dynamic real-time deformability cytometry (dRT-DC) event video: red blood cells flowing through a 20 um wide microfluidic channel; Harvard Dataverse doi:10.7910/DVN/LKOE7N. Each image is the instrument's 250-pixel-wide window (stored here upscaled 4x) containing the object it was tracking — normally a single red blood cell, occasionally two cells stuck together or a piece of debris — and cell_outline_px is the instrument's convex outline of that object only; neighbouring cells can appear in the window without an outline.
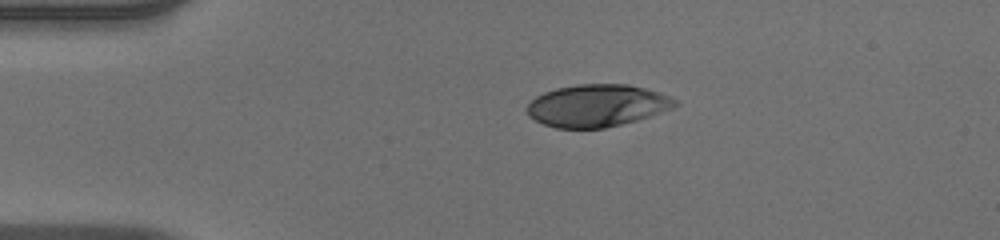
{"species": "human", "species_latin": "Homo sapiens", "temperature_condition": "warm", "stored_images_in_passage": 42, "camera_frame_rate_fps": 3000, "um_per_image_px": 0.085, "donor": {"sex": "male"}, "frame": {"image": 1, "passage_image": 1, "time_ms": 0.0, "image_size_px": [1000, 240], "cell_outline_px": [[680, 104], [672, 108], [636, 120], [604, 128], [556, 128], [544, 124], [528, 116], [528, 104], [536, 96], [544, 92], [556, 88], [580, 84], [628, 84], [644, 88], [668, 96], [676, 100]], "centroid_in_image_um": [50.73, 8.97], "position_along_channel_um": 34.3, "area_um2": 36.07}}
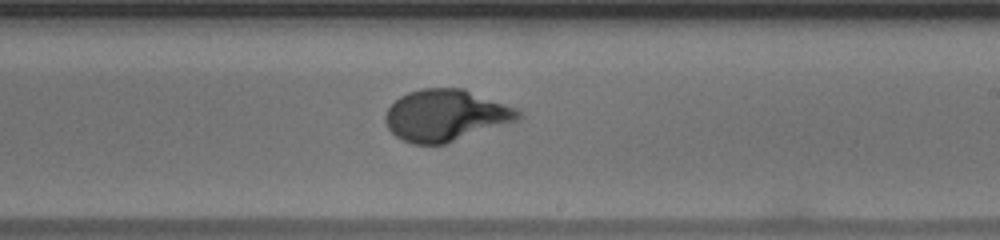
{"frame": {"image": 2, "passage_image": 21, "time_ms": 6.667, "image_size_px": [1000, 240], "cell_outline_px": [[524, 116], [516, 120], [444, 144], [412, 144], [396, 136], [388, 128], [384, 120], [384, 116], [388, 108], [400, 96], [408, 92], [420, 88], [464, 88], [516, 108]], "centroid_in_image_um": [37.85, 9.79], "position_along_channel_um": 251.1, "area_um2": 39.59}}
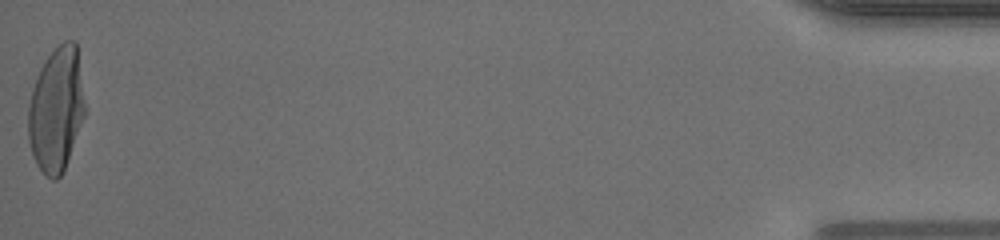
{"frame": {"image": 3, "passage_image": 42, "time_ms": 13.667, "image_size_px": [1000, 240], "cell_outline_px": [[84, 116], [64, 172], [56, 180], [52, 180], [44, 176], [36, 164], [28, 140], [28, 108], [32, 88], [40, 68], [48, 56], [64, 40], [76, 40], [84, 104]], "centroid_in_image_um": [4.76, 9.35], "position_along_channel_um": 430.4, "area_um2": 40.98}, "authors_computed_cell_mechanics": {"area_um2": 38.726, "velocity_mm_per_s": 3.9457, "shape_relaxation_time_tau1_ms": 5.0882, "shape_relaxation_time_tau2_ms": null, "deformation_change_tau1": 0.2684, "deformation_change_tau2": null}}